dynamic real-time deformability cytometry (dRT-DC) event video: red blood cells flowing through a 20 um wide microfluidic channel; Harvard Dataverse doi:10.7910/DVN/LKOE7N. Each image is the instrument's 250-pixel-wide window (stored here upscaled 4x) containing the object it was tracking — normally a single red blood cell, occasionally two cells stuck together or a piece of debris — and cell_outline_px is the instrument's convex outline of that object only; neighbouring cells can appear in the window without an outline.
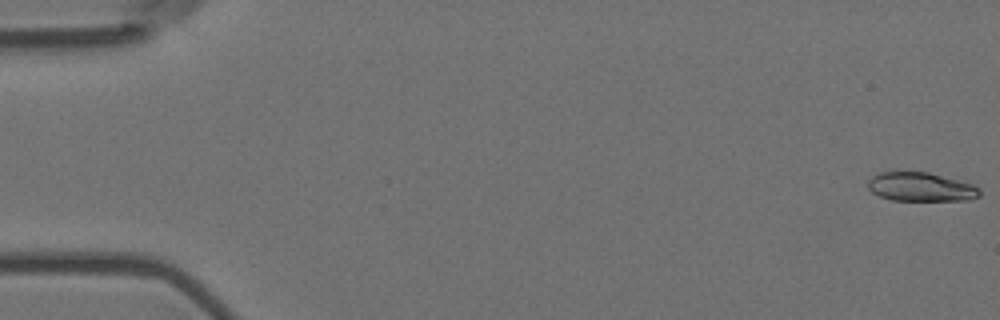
{"species": "Egyptian fruit bat (a non-hibernating species)", "species_latin": "Rousettus aegyptiacus", "temperature_condition": "room temperature", "stored_images_in_passage": 57, "camera_frame_rate_fps": 3000, "um_per_image_px": 0.085, "animal": {"sex": "female"}, "frame": {"image": 1, "passage_image": 1, "time_ms": 0.0, "image_size_px": [1000, 320], "cell_outline_px": [[980, 196], [968, 200], [892, 200], [880, 196], [872, 192], [868, 188], [868, 180], [872, 176], [880, 172], [928, 172], [972, 184], [980, 188]], "centroid_in_image_um": [78.27, 15.89], "position_along_channel_um": 6.7, "area_um2": 18.67}}
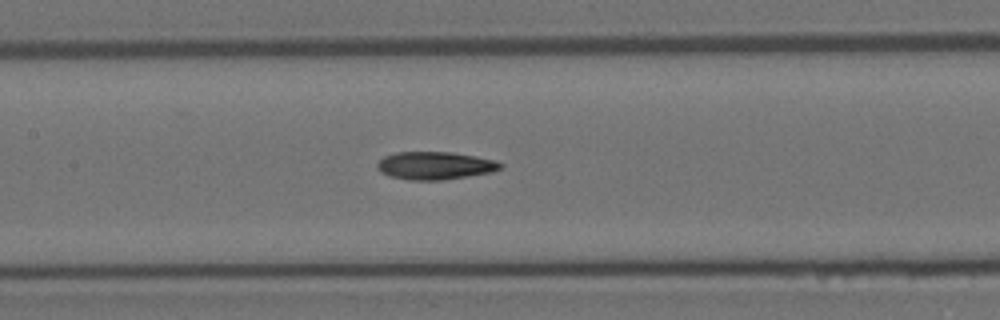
{"frame": {"image": 2, "passage_image": 27, "time_ms": 8.667, "image_size_px": [1000, 320], "cell_outline_px": [[504, 164], [500, 168], [492, 172], [444, 180], [408, 180], [388, 176], [380, 172], [376, 168], [376, 164], [384, 156], [396, 152], [452, 152], [476, 156], [496, 160]], "centroid_in_image_um": [36.96, 14.08], "position_along_channel_um": 170.4, "area_um2": 20.17}}
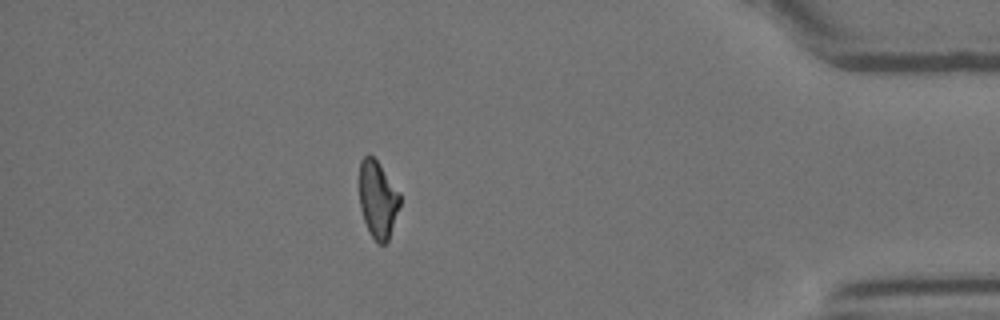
{"frame": {"image": 3, "passage_image": 50, "time_ms": 16.333, "image_size_px": [1000, 320], "cell_outline_px": [[400, 204], [388, 240], [384, 244], [380, 244], [368, 232], [360, 208], [360, 160], [368, 152], [376, 160], [400, 192]], "centroid_in_image_um": [32.1, 16.93], "position_along_channel_um": 403.1, "area_um2": 18.09}, "authors_computed_cell_mechanics": {"area_um2": 19.5364, "velocity_mm_per_s": 3.6114, "shape_relaxation_time_tau1_ms": 10.5891, "shape_relaxation_time_tau2_ms": 5.1163, "deformation_change_tau1": 0.2609, "deformation_change_tau2": 0.1287}}